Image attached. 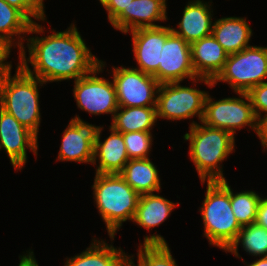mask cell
<instances>
[{"mask_svg": "<svg viewBox=\"0 0 267 266\" xmlns=\"http://www.w3.org/2000/svg\"><path fill=\"white\" fill-rule=\"evenodd\" d=\"M260 140L264 150H267V121L261 126Z\"/></svg>", "mask_w": 267, "mask_h": 266, "instance_id": "cell-34", "label": "cell"}, {"mask_svg": "<svg viewBox=\"0 0 267 266\" xmlns=\"http://www.w3.org/2000/svg\"><path fill=\"white\" fill-rule=\"evenodd\" d=\"M255 223L267 229V198H262L259 202Z\"/></svg>", "mask_w": 267, "mask_h": 266, "instance_id": "cell-33", "label": "cell"}, {"mask_svg": "<svg viewBox=\"0 0 267 266\" xmlns=\"http://www.w3.org/2000/svg\"><path fill=\"white\" fill-rule=\"evenodd\" d=\"M261 197L255 191H242L234 194L231 189V208L241 227L256 221Z\"/></svg>", "mask_w": 267, "mask_h": 266, "instance_id": "cell-27", "label": "cell"}, {"mask_svg": "<svg viewBox=\"0 0 267 266\" xmlns=\"http://www.w3.org/2000/svg\"><path fill=\"white\" fill-rule=\"evenodd\" d=\"M102 128L103 127L100 128L94 147V159L92 164H96L97 157L99 159V165L97 166L95 173H120L124 169L125 164L129 161L123 140V133L110 127L111 134L104 140V142H101L100 134Z\"/></svg>", "mask_w": 267, "mask_h": 266, "instance_id": "cell-18", "label": "cell"}, {"mask_svg": "<svg viewBox=\"0 0 267 266\" xmlns=\"http://www.w3.org/2000/svg\"><path fill=\"white\" fill-rule=\"evenodd\" d=\"M108 13L110 23L128 6L133 0H99Z\"/></svg>", "mask_w": 267, "mask_h": 266, "instance_id": "cell-31", "label": "cell"}, {"mask_svg": "<svg viewBox=\"0 0 267 266\" xmlns=\"http://www.w3.org/2000/svg\"><path fill=\"white\" fill-rule=\"evenodd\" d=\"M112 72L118 107H156L160 83L152 75L123 66Z\"/></svg>", "mask_w": 267, "mask_h": 266, "instance_id": "cell-9", "label": "cell"}, {"mask_svg": "<svg viewBox=\"0 0 267 266\" xmlns=\"http://www.w3.org/2000/svg\"><path fill=\"white\" fill-rule=\"evenodd\" d=\"M239 98H223L213 101L207 94L202 123L213 128L224 129L235 135L236 129L249 126L260 139L261 125L254 113L247 93H236ZM244 98V99H242Z\"/></svg>", "mask_w": 267, "mask_h": 266, "instance_id": "cell-7", "label": "cell"}, {"mask_svg": "<svg viewBox=\"0 0 267 266\" xmlns=\"http://www.w3.org/2000/svg\"><path fill=\"white\" fill-rule=\"evenodd\" d=\"M166 6V0H133L111 25L125 34L140 28L162 26L153 22L167 19Z\"/></svg>", "mask_w": 267, "mask_h": 266, "instance_id": "cell-15", "label": "cell"}, {"mask_svg": "<svg viewBox=\"0 0 267 266\" xmlns=\"http://www.w3.org/2000/svg\"><path fill=\"white\" fill-rule=\"evenodd\" d=\"M156 121V107H118L110 127L121 133L151 131Z\"/></svg>", "mask_w": 267, "mask_h": 266, "instance_id": "cell-24", "label": "cell"}, {"mask_svg": "<svg viewBox=\"0 0 267 266\" xmlns=\"http://www.w3.org/2000/svg\"><path fill=\"white\" fill-rule=\"evenodd\" d=\"M159 171L150 158L131 159L119 173L126 183L140 195L159 192Z\"/></svg>", "mask_w": 267, "mask_h": 266, "instance_id": "cell-22", "label": "cell"}, {"mask_svg": "<svg viewBox=\"0 0 267 266\" xmlns=\"http://www.w3.org/2000/svg\"><path fill=\"white\" fill-rule=\"evenodd\" d=\"M158 82L160 84L181 82L185 78L204 82L214 87L212 80L197 77L192 65L191 46L182 37L173 32L167 37L160 54Z\"/></svg>", "mask_w": 267, "mask_h": 266, "instance_id": "cell-11", "label": "cell"}, {"mask_svg": "<svg viewBox=\"0 0 267 266\" xmlns=\"http://www.w3.org/2000/svg\"><path fill=\"white\" fill-rule=\"evenodd\" d=\"M137 256V266H178L165 239L161 235H155V233L149 237L145 236ZM132 257H129V266H136Z\"/></svg>", "mask_w": 267, "mask_h": 266, "instance_id": "cell-25", "label": "cell"}, {"mask_svg": "<svg viewBox=\"0 0 267 266\" xmlns=\"http://www.w3.org/2000/svg\"><path fill=\"white\" fill-rule=\"evenodd\" d=\"M152 137L150 131L123 133V140L129 160L149 158L148 153L151 151Z\"/></svg>", "mask_w": 267, "mask_h": 266, "instance_id": "cell-28", "label": "cell"}, {"mask_svg": "<svg viewBox=\"0 0 267 266\" xmlns=\"http://www.w3.org/2000/svg\"><path fill=\"white\" fill-rule=\"evenodd\" d=\"M190 46L196 76L213 81L222 71L229 56L228 53L213 35L201 38Z\"/></svg>", "mask_w": 267, "mask_h": 266, "instance_id": "cell-16", "label": "cell"}, {"mask_svg": "<svg viewBox=\"0 0 267 266\" xmlns=\"http://www.w3.org/2000/svg\"><path fill=\"white\" fill-rule=\"evenodd\" d=\"M200 124L193 121L189 127L190 133L184 135V139L190 141L191 161L196 167L201 183L206 180H225L220 163L234 150L235 137L224 129L213 128L202 122Z\"/></svg>", "mask_w": 267, "mask_h": 266, "instance_id": "cell-2", "label": "cell"}, {"mask_svg": "<svg viewBox=\"0 0 267 266\" xmlns=\"http://www.w3.org/2000/svg\"><path fill=\"white\" fill-rule=\"evenodd\" d=\"M9 5L16 7L21 10L32 22H35L33 19L38 21H44L45 11H44V0H4Z\"/></svg>", "mask_w": 267, "mask_h": 266, "instance_id": "cell-30", "label": "cell"}, {"mask_svg": "<svg viewBox=\"0 0 267 266\" xmlns=\"http://www.w3.org/2000/svg\"><path fill=\"white\" fill-rule=\"evenodd\" d=\"M100 128L83 121L78 115L72 118L63 132L57 160L93 163Z\"/></svg>", "mask_w": 267, "mask_h": 266, "instance_id": "cell-12", "label": "cell"}, {"mask_svg": "<svg viewBox=\"0 0 267 266\" xmlns=\"http://www.w3.org/2000/svg\"><path fill=\"white\" fill-rule=\"evenodd\" d=\"M212 35L230 55L250 47L252 29L245 18L224 17L213 22Z\"/></svg>", "mask_w": 267, "mask_h": 266, "instance_id": "cell-20", "label": "cell"}, {"mask_svg": "<svg viewBox=\"0 0 267 266\" xmlns=\"http://www.w3.org/2000/svg\"><path fill=\"white\" fill-rule=\"evenodd\" d=\"M11 46L0 38V78L11 71L12 65L6 59L10 55ZM6 63V64H5Z\"/></svg>", "mask_w": 267, "mask_h": 266, "instance_id": "cell-32", "label": "cell"}, {"mask_svg": "<svg viewBox=\"0 0 267 266\" xmlns=\"http://www.w3.org/2000/svg\"><path fill=\"white\" fill-rule=\"evenodd\" d=\"M2 148L9 156L13 168L21 170L27 161V148L37 156L38 137L0 108V149Z\"/></svg>", "mask_w": 267, "mask_h": 266, "instance_id": "cell-13", "label": "cell"}, {"mask_svg": "<svg viewBox=\"0 0 267 266\" xmlns=\"http://www.w3.org/2000/svg\"><path fill=\"white\" fill-rule=\"evenodd\" d=\"M247 266H267V256L260 257V259H257L251 264H247Z\"/></svg>", "mask_w": 267, "mask_h": 266, "instance_id": "cell-35", "label": "cell"}, {"mask_svg": "<svg viewBox=\"0 0 267 266\" xmlns=\"http://www.w3.org/2000/svg\"><path fill=\"white\" fill-rule=\"evenodd\" d=\"M43 32L44 26L42 27V25L32 22L21 10L9 5L4 0H0V38L11 47L15 44L13 36H18L17 39L19 41L16 46L19 47V51L21 52L24 48V42L22 41L25 40L21 34H40Z\"/></svg>", "mask_w": 267, "mask_h": 266, "instance_id": "cell-19", "label": "cell"}, {"mask_svg": "<svg viewBox=\"0 0 267 266\" xmlns=\"http://www.w3.org/2000/svg\"><path fill=\"white\" fill-rule=\"evenodd\" d=\"M81 254L68 258L64 266H129V257L120 248L93 239Z\"/></svg>", "mask_w": 267, "mask_h": 266, "instance_id": "cell-21", "label": "cell"}, {"mask_svg": "<svg viewBox=\"0 0 267 266\" xmlns=\"http://www.w3.org/2000/svg\"><path fill=\"white\" fill-rule=\"evenodd\" d=\"M43 84L46 83L29 75L19 64L13 77L10 71L0 78V108L37 137L41 120L38 86Z\"/></svg>", "mask_w": 267, "mask_h": 266, "instance_id": "cell-5", "label": "cell"}, {"mask_svg": "<svg viewBox=\"0 0 267 266\" xmlns=\"http://www.w3.org/2000/svg\"><path fill=\"white\" fill-rule=\"evenodd\" d=\"M231 186L227 180L207 181L206 195L200 208L204 236L210 245L227 250L236 240L241 226L231 208Z\"/></svg>", "mask_w": 267, "mask_h": 266, "instance_id": "cell-4", "label": "cell"}, {"mask_svg": "<svg viewBox=\"0 0 267 266\" xmlns=\"http://www.w3.org/2000/svg\"><path fill=\"white\" fill-rule=\"evenodd\" d=\"M239 243H242L243 249L250 255L267 256V229L256 223L242 227L236 240L226 251L239 257Z\"/></svg>", "mask_w": 267, "mask_h": 266, "instance_id": "cell-26", "label": "cell"}, {"mask_svg": "<svg viewBox=\"0 0 267 266\" xmlns=\"http://www.w3.org/2000/svg\"><path fill=\"white\" fill-rule=\"evenodd\" d=\"M175 203L164 197L149 193L140 195L133 222L144 227L148 231L162 224L171 214Z\"/></svg>", "mask_w": 267, "mask_h": 266, "instance_id": "cell-23", "label": "cell"}, {"mask_svg": "<svg viewBox=\"0 0 267 266\" xmlns=\"http://www.w3.org/2000/svg\"><path fill=\"white\" fill-rule=\"evenodd\" d=\"M211 5L201 0L188 2L183 11L182 20L178 24V29L172 32L182 37L188 44H192L201 38L212 35V14Z\"/></svg>", "mask_w": 267, "mask_h": 266, "instance_id": "cell-17", "label": "cell"}, {"mask_svg": "<svg viewBox=\"0 0 267 266\" xmlns=\"http://www.w3.org/2000/svg\"><path fill=\"white\" fill-rule=\"evenodd\" d=\"M207 92L181 86L180 82L160 84L156 103L157 119H189L198 116L200 122L204 115Z\"/></svg>", "mask_w": 267, "mask_h": 266, "instance_id": "cell-8", "label": "cell"}, {"mask_svg": "<svg viewBox=\"0 0 267 266\" xmlns=\"http://www.w3.org/2000/svg\"><path fill=\"white\" fill-rule=\"evenodd\" d=\"M106 64L100 60V65L90 74L74 81L73 94L78 108L92 115L112 114L118 110L114 82H110L96 74L102 72Z\"/></svg>", "mask_w": 267, "mask_h": 266, "instance_id": "cell-10", "label": "cell"}, {"mask_svg": "<svg viewBox=\"0 0 267 266\" xmlns=\"http://www.w3.org/2000/svg\"><path fill=\"white\" fill-rule=\"evenodd\" d=\"M92 188L96 208L112 241L123 222L133 221L140 194L119 173H96Z\"/></svg>", "mask_w": 267, "mask_h": 266, "instance_id": "cell-3", "label": "cell"}, {"mask_svg": "<svg viewBox=\"0 0 267 266\" xmlns=\"http://www.w3.org/2000/svg\"><path fill=\"white\" fill-rule=\"evenodd\" d=\"M52 32L48 36L27 39L29 58H26V47L19 52V65L29 75L44 83L68 79L75 81L100 65V60L92 55L74 24L66 31ZM28 62L33 66V71Z\"/></svg>", "mask_w": 267, "mask_h": 266, "instance_id": "cell-1", "label": "cell"}, {"mask_svg": "<svg viewBox=\"0 0 267 266\" xmlns=\"http://www.w3.org/2000/svg\"><path fill=\"white\" fill-rule=\"evenodd\" d=\"M172 33L171 27L158 26L140 28L131 31L133 52L138 69L143 73L152 75L158 81V68L160 54L167 37Z\"/></svg>", "mask_w": 267, "mask_h": 266, "instance_id": "cell-14", "label": "cell"}, {"mask_svg": "<svg viewBox=\"0 0 267 266\" xmlns=\"http://www.w3.org/2000/svg\"><path fill=\"white\" fill-rule=\"evenodd\" d=\"M267 78V47L250 46L230 54L222 71L212 81L226 82L236 93H247Z\"/></svg>", "mask_w": 267, "mask_h": 266, "instance_id": "cell-6", "label": "cell"}, {"mask_svg": "<svg viewBox=\"0 0 267 266\" xmlns=\"http://www.w3.org/2000/svg\"><path fill=\"white\" fill-rule=\"evenodd\" d=\"M247 94L250 97L254 113L262 126L267 121V82L252 87ZM261 112L265 113L264 117L261 116Z\"/></svg>", "mask_w": 267, "mask_h": 266, "instance_id": "cell-29", "label": "cell"}]
</instances>
